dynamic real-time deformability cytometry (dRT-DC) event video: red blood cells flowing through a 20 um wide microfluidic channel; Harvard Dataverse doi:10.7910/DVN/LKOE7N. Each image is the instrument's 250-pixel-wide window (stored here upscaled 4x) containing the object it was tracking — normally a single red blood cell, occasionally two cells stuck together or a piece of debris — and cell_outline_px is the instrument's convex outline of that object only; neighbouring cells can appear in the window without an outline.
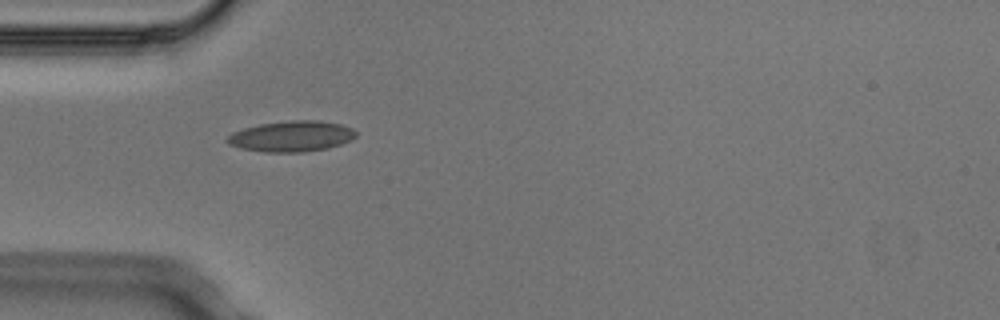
{"species": "Egyptian fruit bat (a non-hibernating species)", "species_latin": "Rousettus aegyptiacus", "temperature_condition": "cold", "stored_images_in_passage": 5, "camera_frame_rate_fps": 3000, "um_per_image_px": 0.085, "animal": {"sex": "male"}, "frame": {"image": 1, "passage_image": 4, "time_ms": 1.0, "image_size_px": [1000, 320], "cell_outline_px": [[356, 136], [352, 140], [328, 148], [304, 152], [264, 152], [240, 148], [228, 144], [224, 140], [232, 132], [244, 128], [260, 124], [292, 120], [320, 120], [340, 124], [352, 128], [356, 132]], "centroid_in_image_um": [24.77, 11.58], "position_along_channel_um": 60.2, "area_um2": 23.18}}
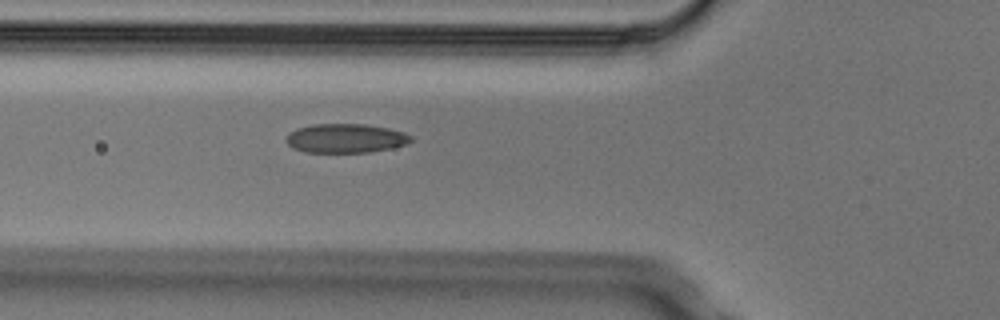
{"frame": {"image": 2, "passage_image": 5, "time_ms": 1.333, "image_size_px": [1000, 320], "cell_outline_px": [[412, 140], [408, 144], [392, 148], [368, 152], [304, 152], [292, 148], [284, 140], [288, 132], [296, 128], [312, 124], [364, 124], [388, 128], [404, 132], [412, 136]], "centroid_in_image_um": [29.35, 11.75], "position_along_channel_um": 96.5, "area_um2": 21.39}}